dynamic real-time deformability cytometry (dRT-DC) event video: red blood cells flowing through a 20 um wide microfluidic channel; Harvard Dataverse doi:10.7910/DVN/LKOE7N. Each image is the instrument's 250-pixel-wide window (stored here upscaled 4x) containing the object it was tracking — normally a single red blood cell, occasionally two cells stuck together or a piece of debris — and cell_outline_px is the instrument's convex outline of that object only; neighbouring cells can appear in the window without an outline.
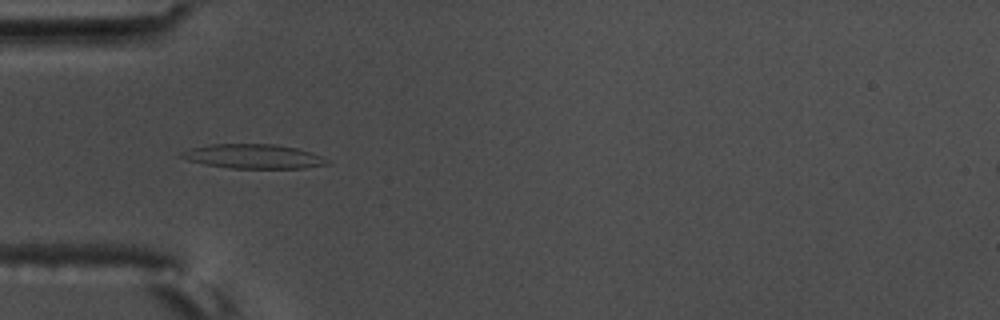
{"species": "common noctule bat (a hibernating species)", "species_latin": "Nyctalus noctula", "temperature_condition": "warm", "stored_images_in_passage": 42, "camera_frame_rate_fps": 3000, "um_per_image_px": 0.085, "animal": {"sex": "male", "body_mass_g": 17.5, "forearm_length_mm": 52.3}, "frame": {"image": 1, "passage_image": 3, "time_ms": 0.667, "image_size_px": [1000, 320], "cell_outline_px": [[332, 164], [304, 168], [228, 168], [204, 164], [188, 160], [180, 156], [180, 152], [188, 148], [208, 144], [276, 144], [296, 148], [312, 152], [324, 156]], "centroid_in_image_um": [21.56, 13.29], "position_along_channel_um": 63.4, "area_um2": 20.92}}
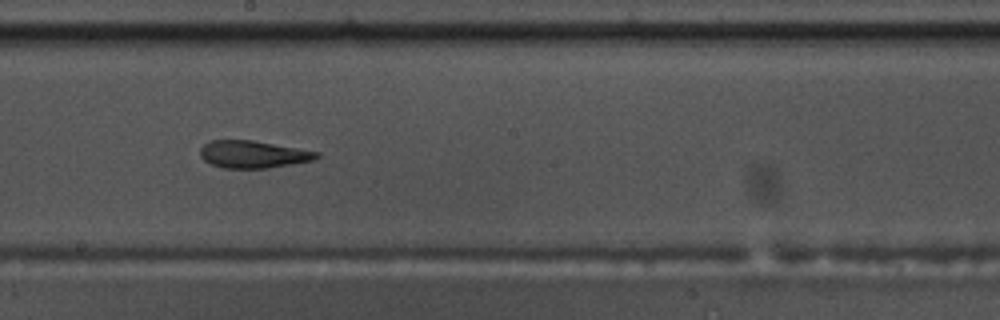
{"frame": {"image": 2, "passage_image": 17, "time_ms": 5.333, "image_size_px": [1000, 320], "cell_outline_px": [[320, 156], [312, 160], [268, 168], [224, 168], [212, 164], [204, 160], [200, 156], [200, 148], [208, 140], [252, 140], [320, 152]], "centroid_in_image_um": [21.48, 13.11], "position_along_channel_um": 226.7, "area_um2": 18.44}}
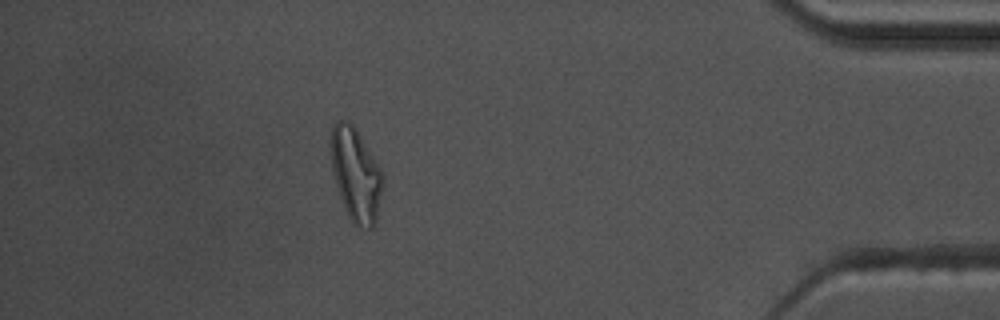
{"frame": {"image": 3, "passage_image": 36, "time_ms": 11.667, "image_size_px": [1000, 320], "cell_outline_px": [[384, 180], [376, 220], [372, 228], [356, 228], [352, 224], [348, 216], [340, 196], [332, 172], [328, 140], [332, 124], [336, 120], [348, 120], [356, 128], [380, 168], [384, 176]], "centroid_in_image_um": [30.2, 14.8], "position_along_channel_um": 405.0, "area_um2": 28.78}, "authors_computed_cell_mechanics": {"area_um2": 19.074, "velocity_mm_per_s": 3.5418, "shape_relaxation_time_tau1_ms": 8.4944, "shape_relaxation_time_tau2_ms": 3.8952, "deformation_change_tau1": 0.2817, "deformation_change_tau2": 0.1115}}